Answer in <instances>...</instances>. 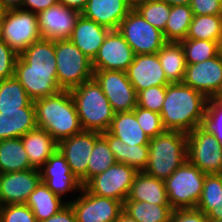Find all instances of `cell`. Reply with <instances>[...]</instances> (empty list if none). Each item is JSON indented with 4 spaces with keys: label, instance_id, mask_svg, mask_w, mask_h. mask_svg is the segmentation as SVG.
I'll list each match as a JSON object with an SVG mask.
<instances>
[{
    "label": "cell",
    "instance_id": "cell-1",
    "mask_svg": "<svg viewBox=\"0 0 222 222\" xmlns=\"http://www.w3.org/2000/svg\"><path fill=\"white\" fill-rule=\"evenodd\" d=\"M209 99L183 83H170L160 112L166 130L189 133L205 125Z\"/></svg>",
    "mask_w": 222,
    "mask_h": 222
},
{
    "label": "cell",
    "instance_id": "cell-2",
    "mask_svg": "<svg viewBox=\"0 0 222 222\" xmlns=\"http://www.w3.org/2000/svg\"><path fill=\"white\" fill-rule=\"evenodd\" d=\"M37 128L46 130L57 141L82 131L70 90L33 101Z\"/></svg>",
    "mask_w": 222,
    "mask_h": 222
},
{
    "label": "cell",
    "instance_id": "cell-3",
    "mask_svg": "<svg viewBox=\"0 0 222 222\" xmlns=\"http://www.w3.org/2000/svg\"><path fill=\"white\" fill-rule=\"evenodd\" d=\"M70 92L82 130L108 131L115 112L97 81L92 78Z\"/></svg>",
    "mask_w": 222,
    "mask_h": 222
},
{
    "label": "cell",
    "instance_id": "cell-4",
    "mask_svg": "<svg viewBox=\"0 0 222 222\" xmlns=\"http://www.w3.org/2000/svg\"><path fill=\"white\" fill-rule=\"evenodd\" d=\"M187 160V133L166 130L150 139L149 161L144 172L165 181Z\"/></svg>",
    "mask_w": 222,
    "mask_h": 222
},
{
    "label": "cell",
    "instance_id": "cell-5",
    "mask_svg": "<svg viewBox=\"0 0 222 222\" xmlns=\"http://www.w3.org/2000/svg\"><path fill=\"white\" fill-rule=\"evenodd\" d=\"M58 84L62 90H71L93 78L92 60L70 40L55 41Z\"/></svg>",
    "mask_w": 222,
    "mask_h": 222
},
{
    "label": "cell",
    "instance_id": "cell-6",
    "mask_svg": "<svg viewBox=\"0 0 222 222\" xmlns=\"http://www.w3.org/2000/svg\"><path fill=\"white\" fill-rule=\"evenodd\" d=\"M206 174L188 160L164 182L169 205L175 209L196 208Z\"/></svg>",
    "mask_w": 222,
    "mask_h": 222
},
{
    "label": "cell",
    "instance_id": "cell-7",
    "mask_svg": "<svg viewBox=\"0 0 222 222\" xmlns=\"http://www.w3.org/2000/svg\"><path fill=\"white\" fill-rule=\"evenodd\" d=\"M187 159L205 174H222V143L207 126L187 133Z\"/></svg>",
    "mask_w": 222,
    "mask_h": 222
},
{
    "label": "cell",
    "instance_id": "cell-8",
    "mask_svg": "<svg viewBox=\"0 0 222 222\" xmlns=\"http://www.w3.org/2000/svg\"><path fill=\"white\" fill-rule=\"evenodd\" d=\"M0 39L17 54L42 39L37 14L21 8L6 10L0 27Z\"/></svg>",
    "mask_w": 222,
    "mask_h": 222
},
{
    "label": "cell",
    "instance_id": "cell-9",
    "mask_svg": "<svg viewBox=\"0 0 222 222\" xmlns=\"http://www.w3.org/2000/svg\"><path fill=\"white\" fill-rule=\"evenodd\" d=\"M117 30L135 55L157 53L167 42L163 32L148 23L135 8L120 22Z\"/></svg>",
    "mask_w": 222,
    "mask_h": 222
},
{
    "label": "cell",
    "instance_id": "cell-10",
    "mask_svg": "<svg viewBox=\"0 0 222 222\" xmlns=\"http://www.w3.org/2000/svg\"><path fill=\"white\" fill-rule=\"evenodd\" d=\"M138 171L129 165L116 162L106 171L89 179L83 187L92 194L121 201L128 198Z\"/></svg>",
    "mask_w": 222,
    "mask_h": 222
},
{
    "label": "cell",
    "instance_id": "cell-11",
    "mask_svg": "<svg viewBox=\"0 0 222 222\" xmlns=\"http://www.w3.org/2000/svg\"><path fill=\"white\" fill-rule=\"evenodd\" d=\"M93 78L100 85L115 113L130 112L137 106V92L126 72L94 70Z\"/></svg>",
    "mask_w": 222,
    "mask_h": 222
},
{
    "label": "cell",
    "instance_id": "cell-12",
    "mask_svg": "<svg viewBox=\"0 0 222 222\" xmlns=\"http://www.w3.org/2000/svg\"><path fill=\"white\" fill-rule=\"evenodd\" d=\"M81 193L82 196L73 202L68 201L77 222H116L123 212L124 204L121 201L89 193L84 187Z\"/></svg>",
    "mask_w": 222,
    "mask_h": 222
},
{
    "label": "cell",
    "instance_id": "cell-13",
    "mask_svg": "<svg viewBox=\"0 0 222 222\" xmlns=\"http://www.w3.org/2000/svg\"><path fill=\"white\" fill-rule=\"evenodd\" d=\"M100 135L97 131L82 130L58 142V150L82 185L87 182L88 161L95 141Z\"/></svg>",
    "mask_w": 222,
    "mask_h": 222
},
{
    "label": "cell",
    "instance_id": "cell-14",
    "mask_svg": "<svg viewBox=\"0 0 222 222\" xmlns=\"http://www.w3.org/2000/svg\"><path fill=\"white\" fill-rule=\"evenodd\" d=\"M182 83L214 98L222 87V51L206 61L187 64Z\"/></svg>",
    "mask_w": 222,
    "mask_h": 222
},
{
    "label": "cell",
    "instance_id": "cell-15",
    "mask_svg": "<svg viewBox=\"0 0 222 222\" xmlns=\"http://www.w3.org/2000/svg\"><path fill=\"white\" fill-rule=\"evenodd\" d=\"M81 13L57 3L37 13L38 27L42 38L52 41L70 39Z\"/></svg>",
    "mask_w": 222,
    "mask_h": 222
},
{
    "label": "cell",
    "instance_id": "cell-16",
    "mask_svg": "<svg viewBox=\"0 0 222 222\" xmlns=\"http://www.w3.org/2000/svg\"><path fill=\"white\" fill-rule=\"evenodd\" d=\"M134 52L118 30H111L92 61L93 70L124 71L133 62Z\"/></svg>",
    "mask_w": 222,
    "mask_h": 222
},
{
    "label": "cell",
    "instance_id": "cell-17",
    "mask_svg": "<svg viewBox=\"0 0 222 222\" xmlns=\"http://www.w3.org/2000/svg\"><path fill=\"white\" fill-rule=\"evenodd\" d=\"M40 182L41 173L36 168L0 174V206L25 204Z\"/></svg>",
    "mask_w": 222,
    "mask_h": 222
},
{
    "label": "cell",
    "instance_id": "cell-18",
    "mask_svg": "<svg viewBox=\"0 0 222 222\" xmlns=\"http://www.w3.org/2000/svg\"><path fill=\"white\" fill-rule=\"evenodd\" d=\"M127 77L137 94L149 87L167 86V80L157 53L135 55L126 70Z\"/></svg>",
    "mask_w": 222,
    "mask_h": 222
},
{
    "label": "cell",
    "instance_id": "cell-19",
    "mask_svg": "<svg viewBox=\"0 0 222 222\" xmlns=\"http://www.w3.org/2000/svg\"><path fill=\"white\" fill-rule=\"evenodd\" d=\"M43 166L44 168L39 169L41 182L60 198L70 190L81 191L83 185L71 172L66 159L58 149Z\"/></svg>",
    "mask_w": 222,
    "mask_h": 222
},
{
    "label": "cell",
    "instance_id": "cell-20",
    "mask_svg": "<svg viewBox=\"0 0 222 222\" xmlns=\"http://www.w3.org/2000/svg\"><path fill=\"white\" fill-rule=\"evenodd\" d=\"M14 76L33 101L62 91L57 72L27 71V63L19 55L15 62Z\"/></svg>",
    "mask_w": 222,
    "mask_h": 222
},
{
    "label": "cell",
    "instance_id": "cell-21",
    "mask_svg": "<svg viewBox=\"0 0 222 222\" xmlns=\"http://www.w3.org/2000/svg\"><path fill=\"white\" fill-rule=\"evenodd\" d=\"M133 8L128 0H88L81 15L110 30H117Z\"/></svg>",
    "mask_w": 222,
    "mask_h": 222
},
{
    "label": "cell",
    "instance_id": "cell-22",
    "mask_svg": "<svg viewBox=\"0 0 222 222\" xmlns=\"http://www.w3.org/2000/svg\"><path fill=\"white\" fill-rule=\"evenodd\" d=\"M110 31V29L80 15L70 40L86 57L93 61Z\"/></svg>",
    "mask_w": 222,
    "mask_h": 222
},
{
    "label": "cell",
    "instance_id": "cell-23",
    "mask_svg": "<svg viewBox=\"0 0 222 222\" xmlns=\"http://www.w3.org/2000/svg\"><path fill=\"white\" fill-rule=\"evenodd\" d=\"M36 128L35 107L0 110V141L21 138Z\"/></svg>",
    "mask_w": 222,
    "mask_h": 222
},
{
    "label": "cell",
    "instance_id": "cell-24",
    "mask_svg": "<svg viewBox=\"0 0 222 222\" xmlns=\"http://www.w3.org/2000/svg\"><path fill=\"white\" fill-rule=\"evenodd\" d=\"M30 165L40 169L58 149V142L46 130L36 128L21 137Z\"/></svg>",
    "mask_w": 222,
    "mask_h": 222
},
{
    "label": "cell",
    "instance_id": "cell-25",
    "mask_svg": "<svg viewBox=\"0 0 222 222\" xmlns=\"http://www.w3.org/2000/svg\"><path fill=\"white\" fill-rule=\"evenodd\" d=\"M101 135L107 140L116 162L129 165L138 172L146 169L149 161V145H128L109 131L102 132Z\"/></svg>",
    "mask_w": 222,
    "mask_h": 222
},
{
    "label": "cell",
    "instance_id": "cell-26",
    "mask_svg": "<svg viewBox=\"0 0 222 222\" xmlns=\"http://www.w3.org/2000/svg\"><path fill=\"white\" fill-rule=\"evenodd\" d=\"M126 200L145 201L157 205H169L164 180L138 172Z\"/></svg>",
    "mask_w": 222,
    "mask_h": 222
},
{
    "label": "cell",
    "instance_id": "cell-27",
    "mask_svg": "<svg viewBox=\"0 0 222 222\" xmlns=\"http://www.w3.org/2000/svg\"><path fill=\"white\" fill-rule=\"evenodd\" d=\"M19 56L27 63V71L57 72L55 41L42 38L28 46Z\"/></svg>",
    "mask_w": 222,
    "mask_h": 222
},
{
    "label": "cell",
    "instance_id": "cell-28",
    "mask_svg": "<svg viewBox=\"0 0 222 222\" xmlns=\"http://www.w3.org/2000/svg\"><path fill=\"white\" fill-rule=\"evenodd\" d=\"M108 131L128 145H149L150 142L133 111L115 113Z\"/></svg>",
    "mask_w": 222,
    "mask_h": 222
},
{
    "label": "cell",
    "instance_id": "cell-29",
    "mask_svg": "<svg viewBox=\"0 0 222 222\" xmlns=\"http://www.w3.org/2000/svg\"><path fill=\"white\" fill-rule=\"evenodd\" d=\"M34 213L38 222H42L55 215L68 202H62V199L54 194L43 182H40L34 191H32L25 203Z\"/></svg>",
    "mask_w": 222,
    "mask_h": 222
},
{
    "label": "cell",
    "instance_id": "cell-30",
    "mask_svg": "<svg viewBox=\"0 0 222 222\" xmlns=\"http://www.w3.org/2000/svg\"><path fill=\"white\" fill-rule=\"evenodd\" d=\"M157 54L167 80L182 83L187 62L180 42H166Z\"/></svg>",
    "mask_w": 222,
    "mask_h": 222
},
{
    "label": "cell",
    "instance_id": "cell-31",
    "mask_svg": "<svg viewBox=\"0 0 222 222\" xmlns=\"http://www.w3.org/2000/svg\"><path fill=\"white\" fill-rule=\"evenodd\" d=\"M32 168L21 138L0 141V174Z\"/></svg>",
    "mask_w": 222,
    "mask_h": 222
},
{
    "label": "cell",
    "instance_id": "cell-32",
    "mask_svg": "<svg viewBox=\"0 0 222 222\" xmlns=\"http://www.w3.org/2000/svg\"><path fill=\"white\" fill-rule=\"evenodd\" d=\"M123 211L138 222H171L174 209L170 205L125 200Z\"/></svg>",
    "mask_w": 222,
    "mask_h": 222
},
{
    "label": "cell",
    "instance_id": "cell-33",
    "mask_svg": "<svg viewBox=\"0 0 222 222\" xmlns=\"http://www.w3.org/2000/svg\"><path fill=\"white\" fill-rule=\"evenodd\" d=\"M193 16L190 5L171 6L169 18L163 31L165 40L180 42L186 39Z\"/></svg>",
    "mask_w": 222,
    "mask_h": 222
},
{
    "label": "cell",
    "instance_id": "cell-34",
    "mask_svg": "<svg viewBox=\"0 0 222 222\" xmlns=\"http://www.w3.org/2000/svg\"><path fill=\"white\" fill-rule=\"evenodd\" d=\"M186 39L217 41L222 46V15H194Z\"/></svg>",
    "mask_w": 222,
    "mask_h": 222
},
{
    "label": "cell",
    "instance_id": "cell-35",
    "mask_svg": "<svg viewBox=\"0 0 222 222\" xmlns=\"http://www.w3.org/2000/svg\"><path fill=\"white\" fill-rule=\"evenodd\" d=\"M34 107L33 100L15 76L0 81V110Z\"/></svg>",
    "mask_w": 222,
    "mask_h": 222
},
{
    "label": "cell",
    "instance_id": "cell-36",
    "mask_svg": "<svg viewBox=\"0 0 222 222\" xmlns=\"http://www.w3.org/2000/svg\"><path fill=\"white\" fill-rule=\"evenodd\" d=\"M187 64H196L217 56L222 46L217 41L184 39L180 41Z\"/></svg>",
    "mask_w": 222,
    "mask_h": 222
},
{
    "label": "cell",
    "instance_id": "cell-37",
    "mask_svg": "<svg viewBox=\"0 0 222 222\" xmlns=\"http://www.w3.org/2000/svg\"><path fill=\"white\" fill-rule=\"evenodd\" d=\"M116 163L107 140L100 135L93 147L87 167V181Z\"/></svg>",
    "mask_w": 222,
    "mask_h": 222
},
{
    "label": "cell",
    "instance_id": "cell-38",
    "mask_svg": "<svg viewBox=\"0 0 222 222\" xmlns=\"http://www.w3.org/2000/svg\"><path fill=\"white\" fill-rule=\"evenodd\" d=\"M222 203V174H206L201 197L196 208L207 215Z\"/></svg>",
    "mask_w": 222,
    "mask_h": 222
},
{
    "label": "cell",
    "instance_id": "cell-39",
    "mask_svg": "<svg viewBox=\"0 0 222 222\" xmlns=\"http://www.w3.org/2000/svg\"><path fill=\"white\" fill-rule=\"evenodd\" d=\"M155 28L165 30L171 6L162 0H147L134 7Z\"/></svg>",
    "mask_w": 222,
    "mask_h": 222
},
{
    "label": "cell",
    "instance_id": "cell-40",
    "mask_svg": "<svg viewBox=\"0 0 222 222\" xmlns=\"http://www.w3.org/2000/svg\"><path fill=\"white\" fill-rule=\"evenodd\" d=\"M140 127L152 139L166 131L160 113L136 106L133 110Z\"/></svg>",
    "mask_w": 222,
    "mask_h": 222
},
{
    "label": "cell",
    "instance_id": "cell-41",
    "mask_svg": "<svg viewBox=\"0 0 222 222\" xmlns=\"http://www.w3.org/2000/svg\"><path fill=\"white\" fill-rule=\"evenodd\" d=\"M166 94V86H154L137 94V106L160 113Z\"/></svg>",
    "mask_w": 222,
    "mask_h": 222
},
{
    "label": "cell",
    "instance_id": "cell-42",
    "mask_svg": "<svg viewBox=\"0 0 222 222\" xmlns=\"http://www.w3.org/2000/svg\"><path fill=\"white\" fill-rule=\"evenodd\" d=\"M0 222H38L26 204L0 206Z\"/></svg>",
    "mask_w": 222,
    "mask_h": 222
},
{
    "label": "cell",
    "instance_id": "cell-43",
    "mask_svg": "<svg viewBox=\"0 0 222 222\" xmlns=\"http://www.w3.org/2000/svg\"><path fill=\"white\" fill-rule=\"evenodd\" d=\"M205 126H207L222 143V103L209 99L206 112Z\"/></svg>",
    "mask_w": 222,
    "mask_h": 222
},
{
    "label": "cell",
    "instance_id": "cell-44",
    "mask_svg": "<svg viewBox=\"0 0 222 222\" xmlns=\"http://www.w3.org/2000/svg\"><path fill=\"white\" fill-rule=\"evenodd\" d=\"M18 55L0 39V81L14 76L15 62Z\"/></svg>",
    "mask_w": 222,
    "mask_h": 222
},
{
    "label": "cell",
    "instance_id": "cell-45",
    "mask_svg": "<svg viewBox=\"0 0 222 222\" xmlns=\"http://www.w3.org/2000/svg\"><path fill=\"white\" fill-rule=\"evenodd\" d=\"M193 15H222V0H191Z\"/></svg>",
    "mask_w": 222,
    "mask_h": 222
},
{
    "label": "cell",
    "instance_id": "cell-46",
    "mask_svg": "<svg viewBox=\"0 0 222 222\" xmlns=\"http://www.w3.org/2000/svg\"><path fill=\"white\" fill-rule=\"evenodd\" d=\"M171 222H209V219L197 208H186L175 209Z\"/></svg>",
    "mask_w": 222,
    "mask_h": 222
},
{
    "label": "cell",
    "instance_id": "cell-47",
    "mask_svg": "<svg viewBox=\"0 0 222 222\" xmlns=\"http://www.w3.org/2000/svg\"><path fill=\"white\" fill-rule=\"evenodd\" d=\"M42 222H77L75 212L71 205L68 203L55 215L49 217Z\"/></svg>",
    "mask_w": 222,
    "mask_h": 222
},
{
    "label": "cell",
    "instance_id": "cell-48",
    "mask_svg": "<svg viewBox=\"0 0 222 222\" xmlns=\"http://www.w3.org/2000/svg\"><path fill=\"white\" fill-rule=\"evenodd\" d=\"M58 3V0H24L22 8L26 11H31L33 13H38L43 10L48 9L50 6H53ZM28 8H24V7Z\"/></svg>",
    "mask_w": 222,
    "mask_h": 222
},
{
    "label": "cell",
    "instance_id": "cell-49",
    "mask_svg": "<svg viewBox=\"0 0 222 222\" xmlns=\"http://www.w3.org/2000/svg\"><path fill=\"white\" fill-rule=\"evenodd\" d=\"M87 1L88 0H58V3L81 13L87 4Z\"/></svg>",
    "mask_w": 222,
    "mask_h": 222
},
{
    "label": "cell",
    "instance_id": "cell-50",
    "mask_svg": "<svg viewBox=\"0 0 222 222\" xmlns=\"http://www.w3.org/2000/svg\"><path fill=\"white\" fill-rule=\"evenodd\" d=\"M206 216L209 220L222 221V203L212 208Z\"/></svg>",
    "mask_w": 222,
    "mask_h": 222
},
{
    "label": "cell",
    "instance_id": "cell-51",
    "mask_svg": "<svg viewBox=\"0 0 222 222\" xmlns=\"http://www.w3.org/2000/svg\"><path fill=\"white\" fill-rule=\"evenodd\" d=\"M24 0H0L2 5L7 9H18L22 8Z\"/></svg>",
    "mask_w": 222,
    "mask_h": 222
},
{
    "label": "cell",
    "instance_id": "cell-52",
    "mask_svg": "<svg viewBox=\"0 0 222 222\" xmlns=\"http://www.w3.org/2000/svg\"><path fill=\"white\" fill-rule=\"evenodd\" d=\"M168 3L170 6L173 5H190L191 0H162Z\"/></svg>",
    "mask_w": 222,
    "mask_h": 222
},
{
    "label": "cell",
    "instance_id": "cell-53",
    "mask_svg": "<svg viewBox=\"0 0 222 222\" xmlns=\"http://www.w3.org/2000/svg\"><path fill=\"white\" fill-rule=\"evenodd\" d=\"M116 222H138L135 219L131 218L124 211L120 214L119 219Z\"/></svg>",
    "mask_w": 222,
    "mask_h": 222
},
{
    "label": "cell",
    "instance_id": "cell-54",
    "mask_svg": "<svg viewBox=\"0 0 222 222\" xmlns=\"http://www.w3.org/2000/svg\"><path fill=\"white\" fill-rule=\"evenodd\" d=\"M6 8L2 5V3L0 2V27H1V23L3 21V18L5 16L6 13Z\"/></svg>",
    "mask_w": 222,
    "mask_h": 222
},
{
    "label": "cell",
    "instance_id": "cell-55",
    "mask_svg": "<svg viewBox=\"0 0 222 222\" xmlns=\"http://www.w3.org/2000/svg\"><path fill=\"white\" fill-rule=\"evenodd\" d=\"M213 99L222 103V87Z\"/></svg>",
    "mask_w": 222,
    "mask_h": 222
},
{
    "label": "cell",
    "instance_id": "cell-56",
    "mask_svg": "<svg viewBox=\"0 0 222 222\" xmlns=\"http://www.w3.org/2000/svg\"><path fill=\"white\" fill-rule=\"evenodd\" d=\"M144 1H147V0H128V2H129L133 7H135L138 3L144 2Z\"/></svg>",
    "mask_w": 222,
    "mask_h": 222
},
{
    "label": "cell",
    "instance_id": "cell-57",
    "mask_svg": "<svg viewBox=\"0 0 222 222\" xmlns=\"http://www.w3.org/2000/svg\"><path fill=\"white\" fill-rule=\"evenodd\" d=\"M209 222H222V221L209 220Z\"/></svg>",
    "mask_w": 222,
    "mask_h": 222
}]
</instances>
